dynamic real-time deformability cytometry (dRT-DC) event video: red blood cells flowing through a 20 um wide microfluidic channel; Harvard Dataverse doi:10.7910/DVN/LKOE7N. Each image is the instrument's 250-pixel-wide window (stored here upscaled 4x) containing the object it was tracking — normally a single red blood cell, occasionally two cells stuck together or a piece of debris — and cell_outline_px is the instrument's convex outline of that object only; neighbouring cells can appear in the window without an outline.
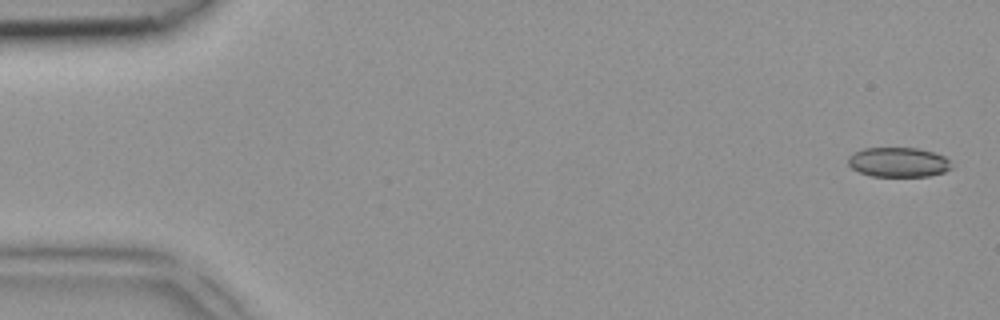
{"species": "common noctule bat (a hibernating species)", "species_latin": "Nyctalus noctula", "temperature_condition": "room temperature", "stored_images_in_passage": 4, "camera_frame_rate_fps": 3000, "um_per_image_px": 0.085, "animal": {"sex": "female", "body_mass_g": 18.4}, "frame": {"image": 1, "passage_image": 1, "time_ms": 0.0, "image_size_px": [1000, 320], "cell_outline_px": [[952, 168], [944, 172], [928, 176], [872, 176], [860, 172], [852, 168], [848, 164], [848, 156], [864, 148], [920, 148], [944, 156], [948, 160]], "centroid_in_image_um": [76.36, 13.78], "position_along_channel_um": 8.6, "area_um2": 17.74}}
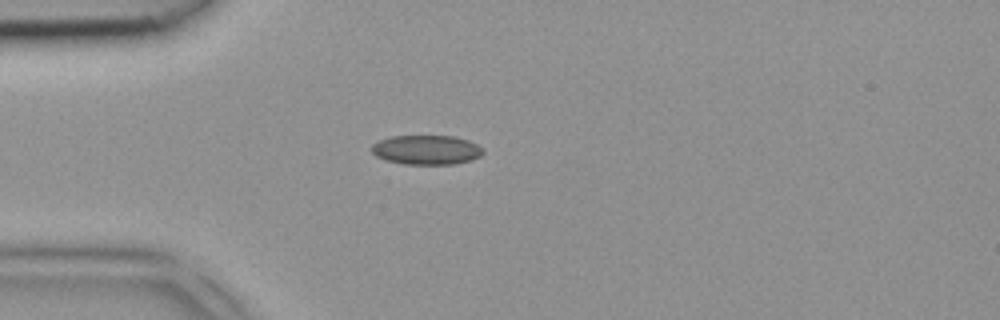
{"frame": {"image": 2, "passage_image": 4, "time_ms": 1.0, "image_size_px": [1000, 320], "cell_outline_px": [[484, 152], [480, 156], [472, 160], [456, 164], [404, 164], [388, 160], [376, 156], [372, 152], [372, 144], [380, 140], [392, 136], [452, 136], [468, 140], [484, 148]], "centroid_in_image_um": [36.29, 12.74], "position_along_channel_um": 48.7, "area_um2": 19.07}}